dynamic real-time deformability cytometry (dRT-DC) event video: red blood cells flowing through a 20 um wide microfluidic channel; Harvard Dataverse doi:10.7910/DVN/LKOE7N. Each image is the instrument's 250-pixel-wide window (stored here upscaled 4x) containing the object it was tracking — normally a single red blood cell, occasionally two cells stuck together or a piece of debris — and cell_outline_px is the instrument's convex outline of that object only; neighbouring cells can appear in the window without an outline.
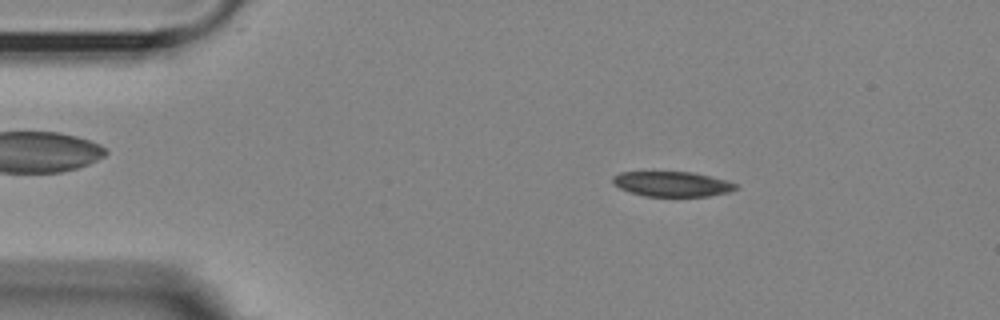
{"species": "Egyptian fruit bat (a non-hibernating species)", "species_latin": "Rousettus aegyptiacus", "temperature_condition": "room temperature", "stored_images_in_passage": 15, "camera_frame_rate_fps": 3000, "um_per_image_px": 0.085, "animal": {"sex": "female"}, "frame": {"image": 1, "passage_image": 8, "time_ms": 2.333, "image_size_px": [1000, 320], "cell_outline_px": [[736, 188], [728, 192], [708, 196], [644, 196], [620, 188], [612, 180], [612, 176], [620, 172], [692, 172], [724, 180], [736, 184]], "centroid_in_image_um": [57.1, 15.64], "position_along_channel_um": 27.9, "area_um2": 17.57}}